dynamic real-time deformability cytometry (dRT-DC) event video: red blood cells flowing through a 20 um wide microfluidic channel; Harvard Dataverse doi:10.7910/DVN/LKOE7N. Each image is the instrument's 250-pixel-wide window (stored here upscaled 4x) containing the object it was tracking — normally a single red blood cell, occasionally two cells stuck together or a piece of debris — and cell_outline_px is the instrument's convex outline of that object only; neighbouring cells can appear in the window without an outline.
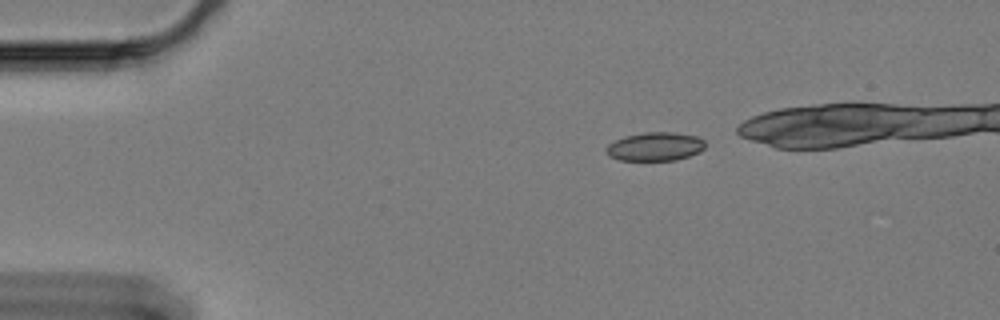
{"species": "Egyptian fruit bat (a non-hibernating species)", "species_latin": "Rousettus aegyptiacus", "temperature_condition": "cold", "stored_images_in_passage": 43, "camera_frame_rate_fps": 3000, "um_per_image_px": 0.085, "animal": {"sex": "female"}, "frame": {"image": 1, "passage_image": 1, "time_ms": 0.0, "image_size_px": [1000, 320], "cell_outline_px": [[704, 148], [700, 152], [676, 160], [620, 160], [608, 156], [604, 148], [608, 144], [624, 136], [644, 132], [668, 132], [696, 136], [704, 140]], "centroid_in_image_um": [55.65, 12.46], "position_along_channel_um": 29.4, "area_um2": 16.47}}
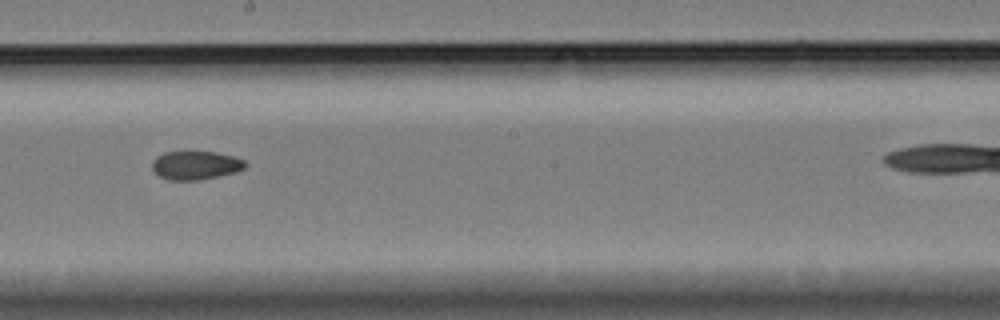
{"frame": {"image": 2, "passage_image": 24, "time_ms": 7.667, "image_size_px": [1000, 320], "cell_outline_px": [[248, 164], [244, 168], [236, 172], [196, 180], [168, 180], [160, 176], [152, 168], [152, 160], [156, 156], [164, 152], [216, 152], [232, 156], [244, 160]], "centroid_in_image_um": [16.61, 14.04], "position_along_channel_um": 231.6, "area_um2": 15.37}}
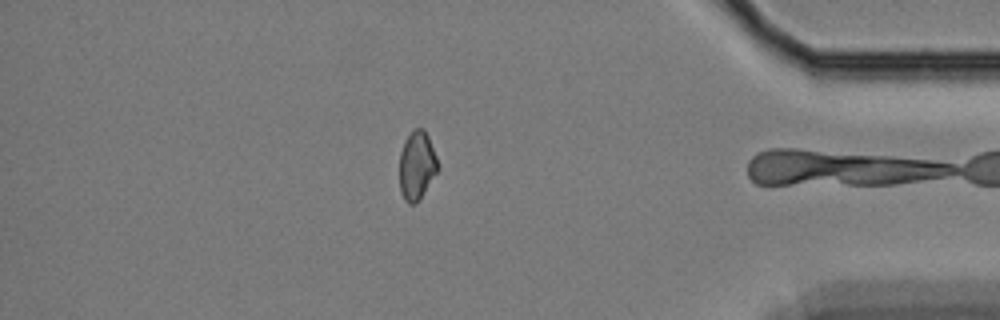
{"frame": {"image": 3, "passage_image": 42, "time_ms": 13.667, "image_size_px": [1000, 320], "cell_outline_px": [[440, 168], [416, 204], [408, 204], [404, 200], [400, 192], [400, 152], [404, 140], [412, 128], [424, 128], [428, 136], [436, 156]], "centroid_in_image_um": [35.43, 14.05], "position_along_channel_um": 399.8, "area_um2": 15.55}, "authors_computed_cell_mechanics": {"area_um2": 16.184, "velocity_mm_per_s": 3.3557, "shape_relaxation_time_tau1_ms": null, "shape_relaxation_time_tau2_ms": 6.6095, "deformation_change_tau1": null, "deformation_change_tau2": 0.0864}}